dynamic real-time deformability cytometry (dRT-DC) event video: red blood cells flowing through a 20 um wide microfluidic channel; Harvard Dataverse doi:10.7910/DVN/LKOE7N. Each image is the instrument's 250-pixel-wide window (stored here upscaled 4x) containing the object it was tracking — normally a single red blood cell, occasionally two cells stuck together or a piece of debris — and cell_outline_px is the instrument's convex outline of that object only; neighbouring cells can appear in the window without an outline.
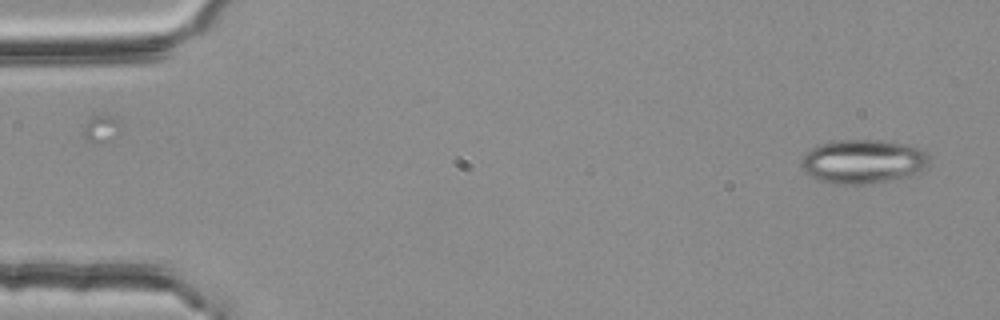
{"species": "common noctule bat (a hibernating species)", "species_latin": "Nyctalus noctula", "temperature_condition": "room temperature", "stored_images_in_passage": 9, "camera_frame_rate_fps": 3000, "um_per_image_px": 0.085, "animal": {"sex": "female", "body_mass_g": 25.1}, "frame": {"image": 1, "passage_image": 1, "time_ms": 0.0, "image_size_px": [1000, 320], "cell_outline_px": [[928, 164], [924, 168], [912, 176], [864, 184], [832, 184], [816, 180], [804, 172], [800, 164], [800, 160], [812, 148], [828, 140], [880, 140], [908, 144], [920, 148], [928, 156]], "centroid_in_image_um": [73.32, 13.72], "position_along_channel_um": 11.7, "area_um2": 33.06}}